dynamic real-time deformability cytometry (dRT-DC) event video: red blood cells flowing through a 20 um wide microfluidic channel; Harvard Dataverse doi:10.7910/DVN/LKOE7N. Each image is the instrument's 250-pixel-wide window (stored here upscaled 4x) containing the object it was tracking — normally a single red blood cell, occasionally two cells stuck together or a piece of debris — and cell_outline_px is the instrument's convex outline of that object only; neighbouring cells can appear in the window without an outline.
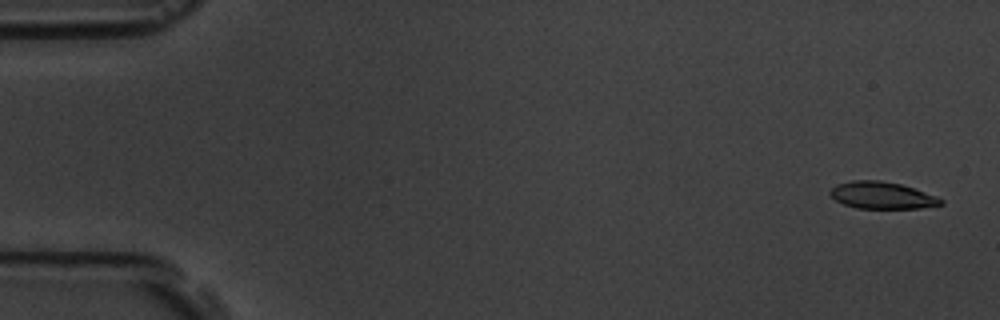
{"species": "common noctule bat (a hibernating species)", "species_latin": "Nyctalus noctula", "temperature_condition": "room temperature", "stored_images_in_passage": 6, "camera_frame_rate_fps": 3000, "um_per_image_px": 0.085, "animal": {"sex": "male", "body_mass_g": 19.5, "forearm_length_mm": 54.6}, "frame": {"image": 1, "passage_image": 1, "time_ms": 0.0, "image_size_px": [1000, 320], "cell_outline_px": [[944, 204], [920, 208], [856, 208], [844, 204], [836, 200], [828, 192], [836, 184], [852, 180], [880, 180], [900, 184], [936, 196], [944, 200]], "centroid_in_image_um": [74.95, 16.6], "position_along_channel_um": 10.0, "area_um2": 17.28}}
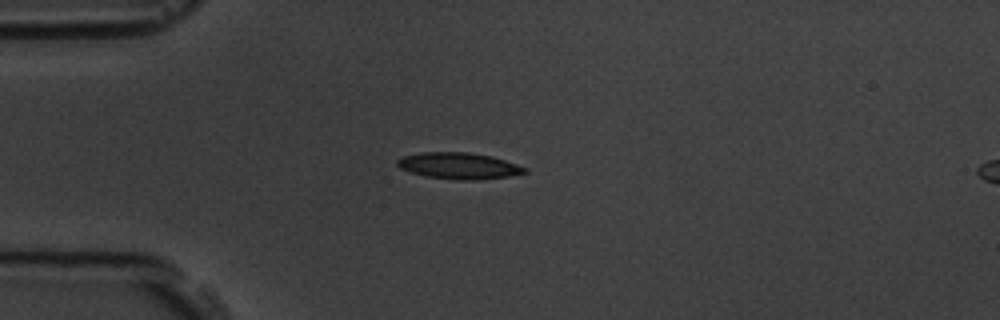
{"frame": {"image": 2, "passage_image": 4, "time_ms": 4.333, "image_size_px": [1000, 320], "cell_outline_px": [[528, 172], [508, 176], [476, 180], [460, 180], [424, 176], [400, 168], [396, 164], [396, 160], [404, 156], [424, 152], [468, 152], [492, 156], [528, 168]], "centroid_in_image_um": [39.01, 14.09], "position_along_channel_um": 46.0, "area_um2": 19.48}}
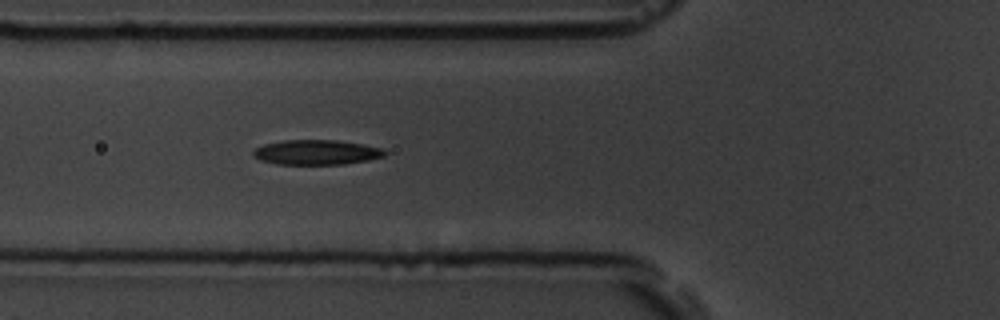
{"frame": {"image": 3, "passage_image": 6, "time_ms": 6.333, "image_size_px": [1000, 320], "cell_outline_px": [[388, 152], [384, 156], [368, 160], [344, 164], [276, 164], [260, 160], [252, 156], [252, 152], [256, 148], [264, 144], [284, 140], [336, 140], [364, 144], [384, 148]], "centroid_in_image_um": [26.92, 12.94], "position_along_channel_um": 98.9, "area_um2": 19.19}}